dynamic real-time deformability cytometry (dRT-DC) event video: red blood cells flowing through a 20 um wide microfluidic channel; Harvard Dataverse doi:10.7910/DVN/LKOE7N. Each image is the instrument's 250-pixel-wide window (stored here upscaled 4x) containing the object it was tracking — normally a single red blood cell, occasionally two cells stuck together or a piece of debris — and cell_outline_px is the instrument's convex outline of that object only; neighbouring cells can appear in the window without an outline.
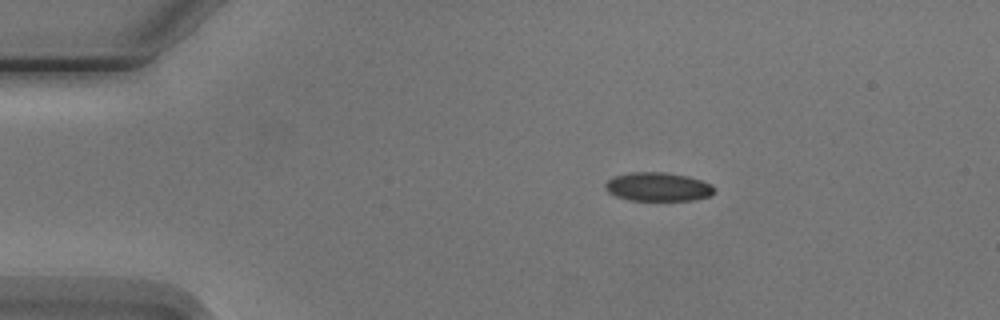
{"species": "Egyptian fruit bat (a non-hibernating species)", "species_latin": "Rousettus aegyptiacus", "temperature_condition": "cold", "stored_images_in_passage": 6, "camera_frame_rate_fps": 3000, "um_per_image_px": 0.085, "animal": {"sex": "male"}, "frame": {"image": 1, "passage_image": 2, "time_ms": 1.0, "image_size_px": [1000, 320], "cell_outline_px": [[716, 188], [708, 196], [692, 200], [632, 200], [616, 196], [608, 192], [604, 188], [604, 184], [608, 180], [616, 176], [628, 172], [668, 172], [688, 176], [712, 184]], "centroid_in_image_um": [55.91, 15.86], "position_along_channel_um": 29.1, "area_um2": 18.21}}
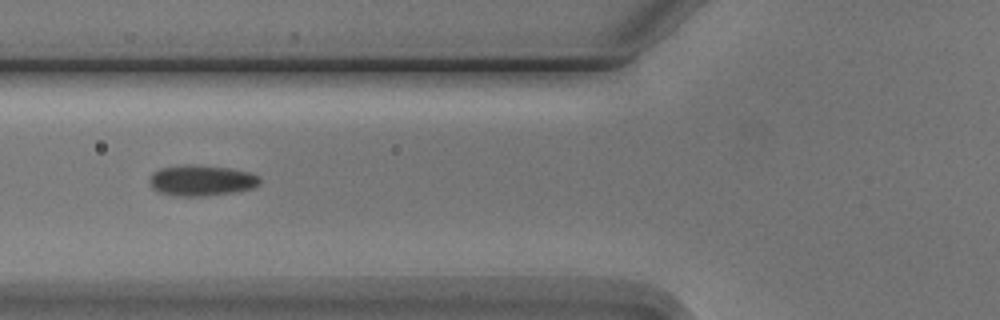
{"frame": {"image": 2, "passage_image": 5, "time_ms": 4.667, "image_size_px": [1000, 320], "cell_outline_px": [[260, 184], [252, 188], [236, 192], [204, 196], [176, 196], [156, 192], [152, 188], [148, 180], [160, 168], [188, 164], [228, 168], [248, 172], [260, 176]], "centroid_in_image_um": [17.12, 15.35], "position_along_channel_um": 108.7, "area_um2": 19.77}}
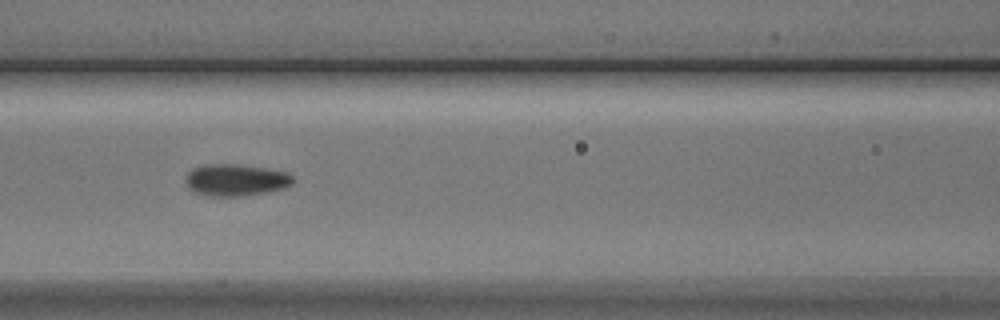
{"frame": {"image": 3, "passage_image": 6, "time_ms": 5.667, "image_size_px": [1000, 320], "cell_outline_px": [[292, 184], [284, 188], [268, 192], [244, 196], [208, 196], [196, 192], [188, 188], [188, 172], [192, 168], [204, 164], [236, 164], [264, 168], [288, 172], [292, 176]], "centroid_in_image_um": [20.06, 15.3], "position_along_channel_um": 146.5, "area_um2": 19.83}}